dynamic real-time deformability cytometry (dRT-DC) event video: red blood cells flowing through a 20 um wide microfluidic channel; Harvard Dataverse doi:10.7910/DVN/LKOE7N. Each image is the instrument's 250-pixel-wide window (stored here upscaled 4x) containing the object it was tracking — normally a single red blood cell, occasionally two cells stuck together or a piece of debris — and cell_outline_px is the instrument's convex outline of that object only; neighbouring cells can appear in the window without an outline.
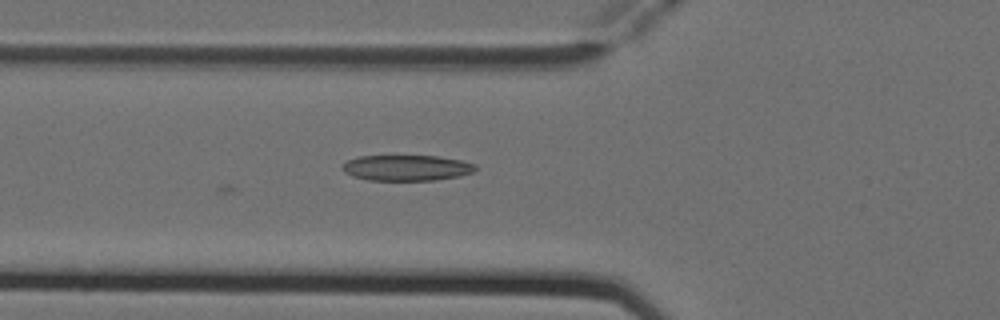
{"species": "Egyptian fruit bat (a non-hibernating species)", "species_latin": "Rousettus aegyptiacus", "temperature_condition": "cold", "stored_images_in_passage": 4, "camera_frame_rate_fps": 3000, "um_per_image_px": 0.085, "animal": {"sex": "female"}, "frame": {"image": 1, "passage_image": 4, "time_ms": 1.0, "image_size_px": [1000, 320], "cell_outline_px": [[476, 168], [472, 172], [460, 176], [436, 180], [368, 180], [352, 176], [344, 172], [340, 168], [348, 160], [360, 156], [436, 156], [460, 160], [476, 164]], "centroid_in_image_um": [34.55, 14.27], "position_along_channel_um": 91.3, "area_um2": 19.88}}